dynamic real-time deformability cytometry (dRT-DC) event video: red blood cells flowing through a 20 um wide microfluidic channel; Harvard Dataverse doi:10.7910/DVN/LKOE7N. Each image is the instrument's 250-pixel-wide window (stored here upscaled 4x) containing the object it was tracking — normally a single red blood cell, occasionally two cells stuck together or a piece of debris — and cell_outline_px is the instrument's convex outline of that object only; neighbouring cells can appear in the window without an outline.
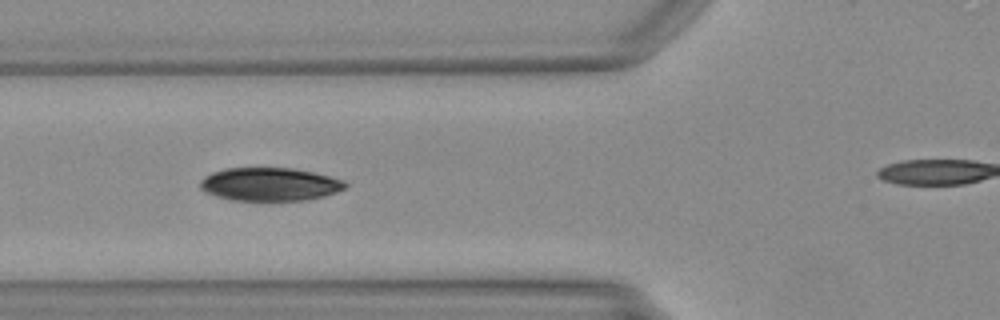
{"species": "Egyptian fruit bat (a non-hibernating species)", "species_latin": "Rousettus aegyptiacus", "temperature_condition": "warm", "stored_images_in_passage": 29, "camera_frame_rate_fps": 3000, "um_per_image_px": 0.085, "animal": {"sex": "female"}, "frame": {"image": 1, "passage_image": 5, "time_ms": 1.333, "image_size_px": [1000, 320], "cell_outline_px": [[348, 184], [344, 188], [336, 192], [324, 196], [304, 200], [232, 200], [216, 196], [200, 188], [200, 180], [204, 176], [212, 172], [224, 168], [292, 168], [312, 172], [344, 180]], "centroid_in_image_um": [22.91, 15.65], "position_along_channel_um": 102.9, "area_um2": 27.92}}